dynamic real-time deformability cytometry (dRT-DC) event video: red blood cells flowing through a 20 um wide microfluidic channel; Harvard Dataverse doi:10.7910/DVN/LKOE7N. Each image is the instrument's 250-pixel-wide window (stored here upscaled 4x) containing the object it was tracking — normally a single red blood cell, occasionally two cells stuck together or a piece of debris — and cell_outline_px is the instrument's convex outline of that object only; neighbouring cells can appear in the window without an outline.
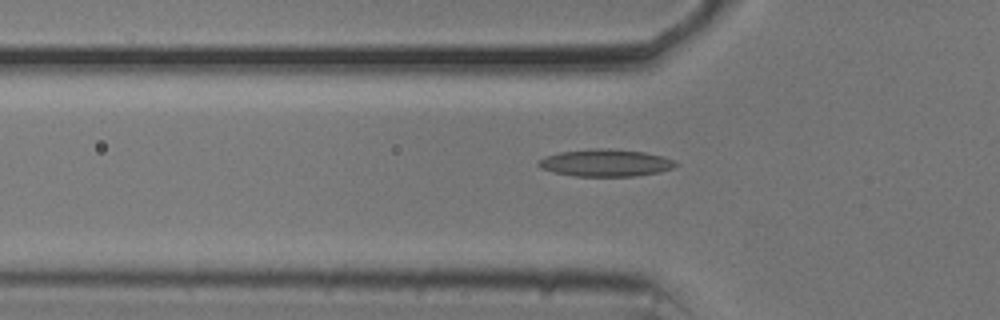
{"species": "common noctule bat (a hibernating species)", "species_latin": "Nyctalus noctula", "temperature_condition": "cold", "stored_images_in_passage": 53, "camera_frame_rate_fps": 3000, "um_per_image_px": 0.085, "animal": {"sex": "male", "body_mass_g": 20.5, "forearm_length_mm": 52.5}, "frame": {"image": 1, "passage_image": 17, "time_ms": 5.333, "image_size_px": [1000, 320], "cell_outline_px": [[680, 164], [672, 168], [660, 172], [636, 176], [576, 176], [552, 172], [540, 168], [536, 164], [544, 156], [560, 152], [596, 148], [608, 148], [644, 152], [664, 156], [676, 160]], "centroid_in_image_um": [51.5, 13.84], "position_along_channel_um": 74.3, "area_um2": 21.96}}
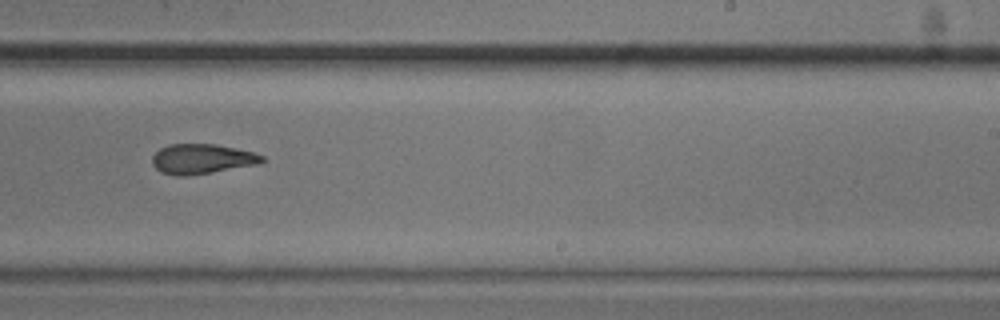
{"frame": {"image": 2, "passage_image": 33, "time_ms": 10.667, "image_size_px": [1000, 320], "cell_outline_px": [[264, 160], [256, 164], [212, 172], [184, 176], [176, 176], [160, 172], [152, 164], [152, 156], [160, 148], [168, 144], [216, 144], [236, 148], [252, 152], [264, 156]], "centroid_in_image_um": [17.11, 13.5], "position_along_channel_um": 271.9, "area_um2": 19.02}}
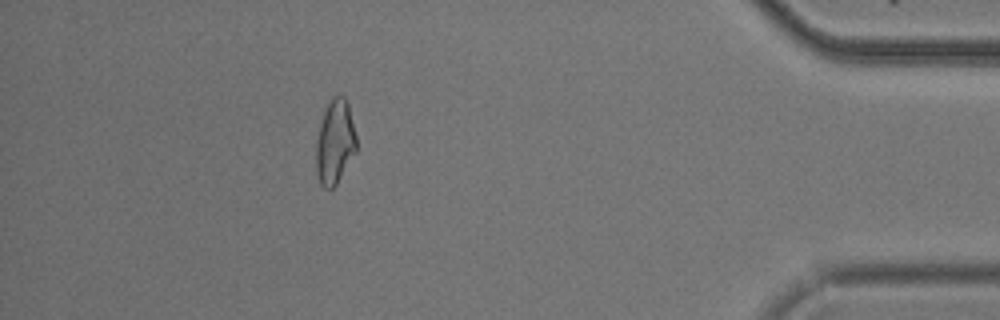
{"frame": {"image": 3, "passage_image": 48, "time_ms": 15.667, "image_size_px": [1000, 320], "cell_outline_px": [[356, 152], [336, 184], [332, 188], [324, 188], [320, 184], [316, 172], [316, 140], [320, 124], [324, 112], [332, 96], [344, 96], [348, 104], [356, 136]], "centroid_in_image_um": [28.46, 12.09], "position_along_channel_um": 406.7, "area_um2": 19.65}}